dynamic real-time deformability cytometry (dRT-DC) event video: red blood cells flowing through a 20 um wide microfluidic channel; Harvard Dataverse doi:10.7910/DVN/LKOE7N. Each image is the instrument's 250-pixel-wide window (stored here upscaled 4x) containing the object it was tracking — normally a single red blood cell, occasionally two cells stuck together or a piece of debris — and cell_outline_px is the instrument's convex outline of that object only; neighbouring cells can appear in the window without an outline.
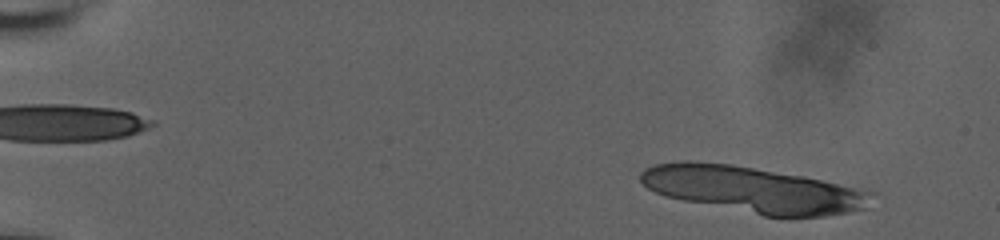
{"species": "human", "species_latin": "Homo sapiens", "temperature_condition": "room temperature", "stored_images_in_passage": 16, "camera_frame_rate_fps": 3000, "um_per_image_px": 0.085, "donor": {"sex": "male"}, "frame": {"image": 1, "passage_image": 3, "time_ms": 0.667, "image_size_px": [1000, 240], "cell_outline_px": [[876, 192], [868, 208], [848, 212], [824, 216], [764, 216], [664, 196], [648, 188], [640, 180], [640, 172], [644, 168], [656, 164], [680, 160], [692, 160], [732, 164], [804, 176], [864, 188]], "centroid_in_image_um": [64.06, 16.1], "position_along_channel_um": 20.9, "area_um2": 62.42}}